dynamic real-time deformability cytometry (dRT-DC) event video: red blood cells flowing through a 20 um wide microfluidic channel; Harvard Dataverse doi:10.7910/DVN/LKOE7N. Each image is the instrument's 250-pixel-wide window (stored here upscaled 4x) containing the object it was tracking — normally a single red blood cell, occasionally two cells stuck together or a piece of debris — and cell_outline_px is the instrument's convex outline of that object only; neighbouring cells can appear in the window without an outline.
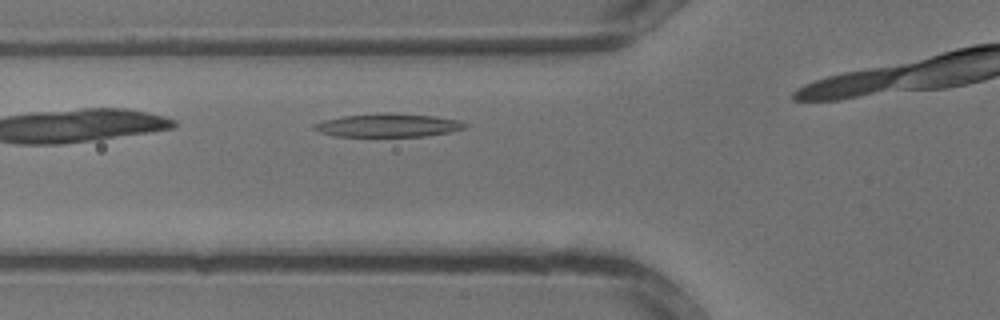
{"species": "common noctule bat (a hibernating species)", "species_latin": "Nyctalus noctula", "temperature_condition": "warm", "stored_images_in_passage": 19, "camera_frame_rate_fps": 3000, "um_per_image_px": 0.085, "animal": {"sex": "male", "body_mass_g": 13.3}, "frame": {"image": 1, "passage_image": 4, "time_ms": 1.0, "image_size_px": [1000, 320], "cell_outline_px": [[468, 124], [464, 128], [448, 132], [424, 136], [332, 136], [320, 132], [312, 128], [312, 124], [324, 120], [340, 116], [376, 112], [392, 112], [432, 116], [456, 120]], "centroid_in_image_um": [32.89, 10.63], "position_along_channel_um": 92.9, "area_um2": 20.63}}
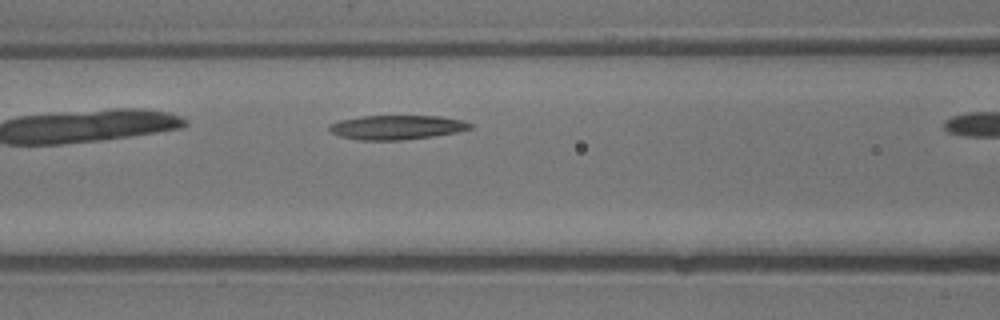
{"frame": {"image": 2, "passage_image": 6, "time_ms": 1.667, "image_size_px": [1000, 320], "cell_outline_px": [[472, 128], [456, 132], [432, 136], [400, 140], [356, 140], [340, 136], [332, 132], [328, 128], [328, 124], [340, 120], [360, 116], [440, 116], [460, 120], [472, 124]], "centroid_in_image_um": [33.67, 10.82], "position_along_channel_um": 132.9, "area_um2": 19.83}}